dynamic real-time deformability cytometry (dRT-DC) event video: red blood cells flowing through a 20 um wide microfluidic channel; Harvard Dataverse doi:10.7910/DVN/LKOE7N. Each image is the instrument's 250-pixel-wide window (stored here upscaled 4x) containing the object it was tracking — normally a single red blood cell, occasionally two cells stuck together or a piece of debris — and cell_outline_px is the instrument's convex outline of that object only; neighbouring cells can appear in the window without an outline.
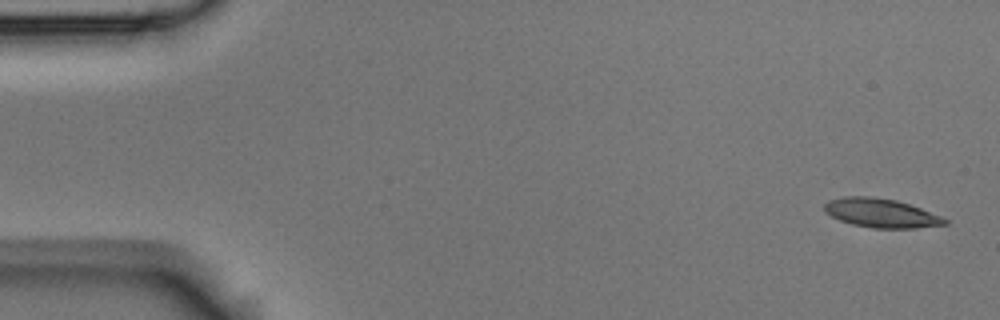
{"species": "Egyptian fruit bat (a non-hibernating species)", "species_latin": "Rousettus aegyptiacus", "temperature_condition": "room temperature", "stored_images_in_passage": 4, "camera_frame_rate_fps": 3000, "um_per_image_px": 0.085, "animal": {"sex": "male"}, "frame": {"image": 1, "passage_image": 1, "time_ms": 0.0, "image_size_px": [1000, 320], "cell_outline_px": [[948, 224], [916, 228], [872, 228], [852, 224], [840, 220], [824, 212], [824, 204], [828, 200], [844, 196], [872, 196], [896, 200], [920, 208], [940, 216], [948, 220]], "centroid_in_image_um": [74.86, 18.1], "position_along_channel_um": 10.1, "area_um2": 20.29}}
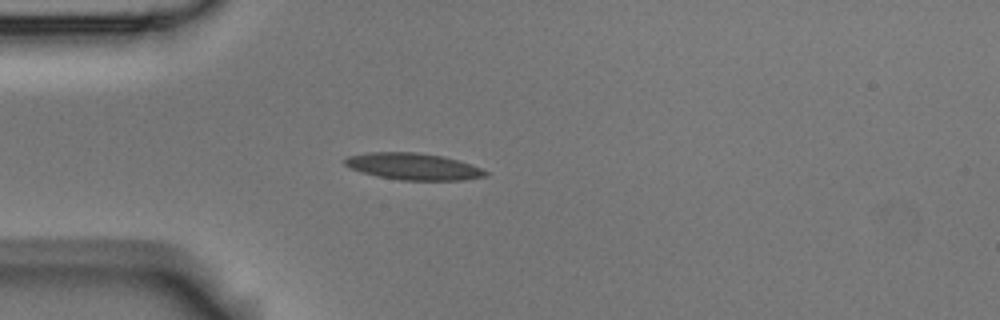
{"frame": {"image": 2, "passage_image": 4, "time_ms": 1.0, "image_size_px": [1000, 320], "cell_outline_px": [[488, 176], [464, 180], [400, 180], [376, 176], [352, 168], [344, 164], [344, 160], [348, 156], [368, 152], [416, 152], [444, 156], [480, 168], [488, 172]], "centroid_in_image_um": [35.13, 14.15], "position_along_channel_um": 49.9, "area_um2": 21.73}}